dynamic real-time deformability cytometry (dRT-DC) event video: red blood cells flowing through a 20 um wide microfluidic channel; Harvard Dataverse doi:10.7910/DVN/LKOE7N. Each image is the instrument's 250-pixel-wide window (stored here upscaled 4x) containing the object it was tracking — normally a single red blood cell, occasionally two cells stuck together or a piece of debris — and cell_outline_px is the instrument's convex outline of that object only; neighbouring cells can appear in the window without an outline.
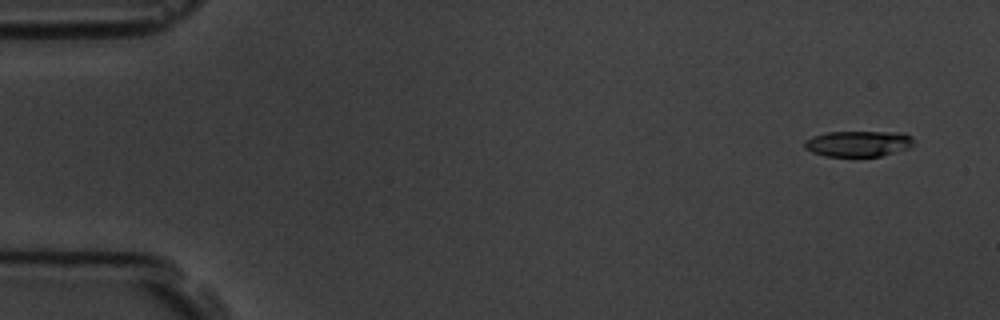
{"species": "common noctule bat (a hibernating species)", "species_latin": "Nyctalus noctula", "temperature_condition": "room temperature", "stored_images_in_passage": 4, "camera_frame_rate_fps": 3000, "um_per_image_px": 0.085, "animal": {"sex": "male", "body_mass_g": 19.5, "forearm_length_mm": 54.6}, "frame": {"image": 1, "passage_image": 1, "time_ms": 0.0, "image_size_px": [1000, 320], "cell_outline_px": [[916, 140], [912, 148], [880, 156], [824, 156], [812, 152], [804, 148], [804, 140], [812, 136], [828, 132], [900, 132], [912, 136]], "centroid_in_image_um": [72.99, 12.21], "position_along_channel_um": 12.0, "area_um2": 16.7}}